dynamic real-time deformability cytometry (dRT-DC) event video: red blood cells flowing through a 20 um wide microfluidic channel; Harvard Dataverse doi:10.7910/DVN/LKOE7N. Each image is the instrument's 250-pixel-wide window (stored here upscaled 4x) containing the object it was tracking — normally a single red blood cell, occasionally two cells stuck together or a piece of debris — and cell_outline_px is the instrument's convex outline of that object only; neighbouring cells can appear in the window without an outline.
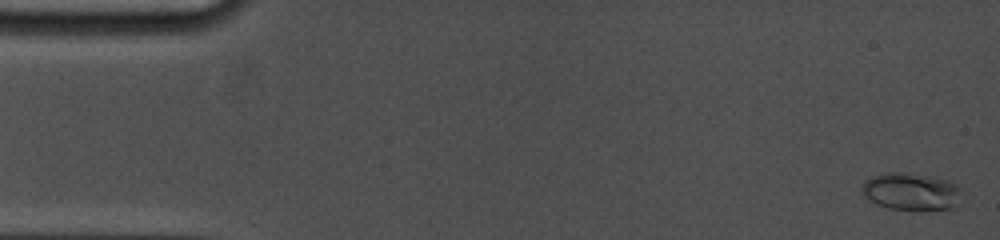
{"species": "common noctule bat (a hibernating species)", "species_latin": "Nyctalus noctula", "temperature_condition": "cold", "stored_images_in_passage": 9, "camera_frame_rate_fps": 5000, "um_per_image_px": 0.085, "animal": {"sex": "female", "body_mass_g": 19.0, "forearm_length_mm": 53.3}, "frame": {"image": 1, "passage_image": 1, "time_ms": 0.0, "image_size_px": [1000, 240], "cell_outline_px": [[964, 188], [956, 208], [888, 208], [876, 204], [868, 200], [864, 196], [860, 188], [864, 180], [872, 176], [892, 172], [900, 172], [936, 176], [948, 180]], "centroid_in_image_um": [77.46, 16.24], "position_along_channel_um": 7.5, "area_um2": 21.79}}
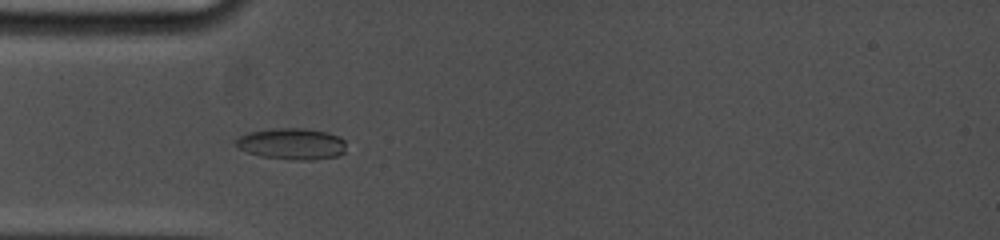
{"frame": {"image": 2, "passage_image": 6, "time_ms": 4.8, "image_size_px": [1000, 240], "cell_outline_px": [[344, 152], [336, 156], [312, 160], [292, 160], [260, 156], [248, 152], [240, 148], [236, 144], [236, 140], [240, 136], [248, 132], [272, 128], [304, 128], [328, 132], [344, 140]], "centroid_in_image_um": [24.79, 12.22], "position_along_channel_um": 60.2, "area_um2": 20.06}}
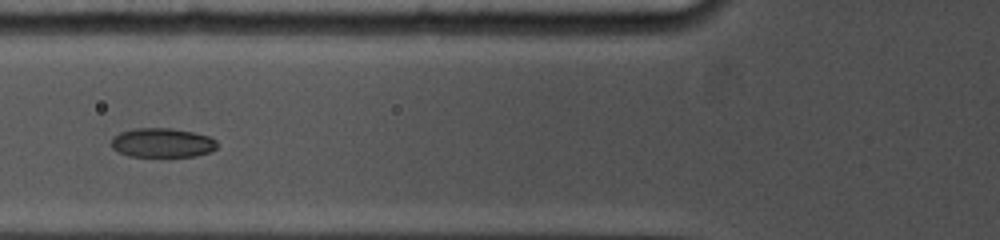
{"frame": {"image": 3, "passage_image": 8, "time_ms": 6.2, "image_size_px": [1000, 240], "cell_outline_px": [[216, 148], [212, 152], [196, 156], [128, 156], [112, 148], [112, 136], [120, 132], [132, 128], [172, 128], [192, 132], [208, 136], [216, 140]], "centroid_in_image_um": [13.79, 12.13], "position_along_channel_um": 112.0, "area_um2": 18.09}}